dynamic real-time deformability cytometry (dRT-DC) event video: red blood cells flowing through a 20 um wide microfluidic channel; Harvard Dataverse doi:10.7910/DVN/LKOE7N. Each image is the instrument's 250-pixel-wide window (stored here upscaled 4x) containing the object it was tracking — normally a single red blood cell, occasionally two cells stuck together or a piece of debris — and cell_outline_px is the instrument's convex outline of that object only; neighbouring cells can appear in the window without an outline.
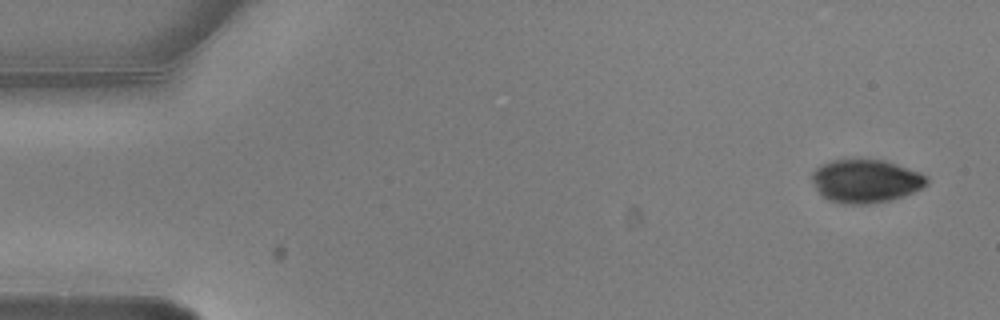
{"species": "common noctule bat (a hibernating species)", "species_latin": "Nyctalus noctula", "temperature_condition": "warm", "stored_images_in_passage": 5, "camera_frame_rate_fps": 3000, "um_per_image_px": 0.085, "animal": {"sex": "male", "body_mass_g": 20.5, "forearm_length_mm": 52.5}, "frame": {"image": 1, "passage_image": 1, "time_ms": 0.0, "image_size_px": [1000, 320], "cell_outline_px": [[928, 184], [924, 188], [904, 196], [892, 200], [868, 204], [840, 204], [828, 200], [820, 196], [812, 180], [812, 172], [820, 164], [832, 160], [884, 160], [920, 172], [928, 176]], "centroid_in_image_um": [73.59, 15.41], "position_along_channel_um": 11.4, "area_um2": 29.3}}